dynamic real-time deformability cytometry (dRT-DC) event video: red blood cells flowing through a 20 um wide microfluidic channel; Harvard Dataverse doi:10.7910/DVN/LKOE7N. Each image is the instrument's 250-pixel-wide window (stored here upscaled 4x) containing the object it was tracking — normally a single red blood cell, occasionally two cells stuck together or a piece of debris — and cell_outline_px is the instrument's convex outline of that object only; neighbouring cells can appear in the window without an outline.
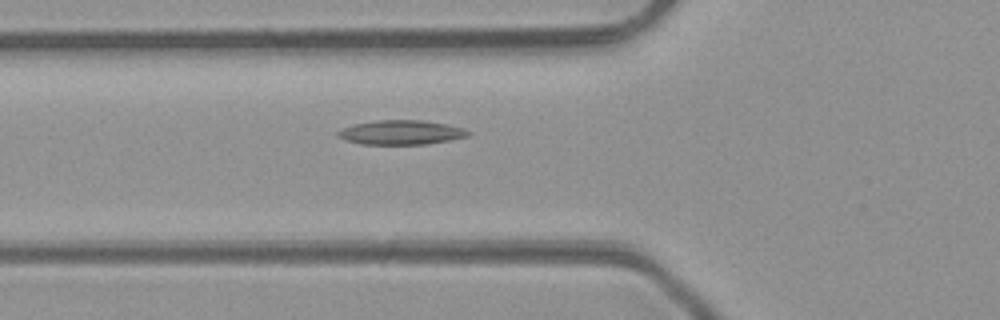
{"species": "common noctule bat (a hibernating species)", "species_latin": "Nyctalus noctula", "temperature_condition": "room temperature", "stored_images_in_passage": 39, "camera_frame_rate_fps": 3000, "um_per_image_px": 0.085, "animal": {"sex": "male", "body_mass_g": 23.1, "forearm_length_mm": 52.7}, "frame": {"image": 1, "passage_image": 8, "time_ms": 2.333, "image_size_px": [1000, 320], "cell_outline_px": [[472, 132], [468, 136], [428, 144], [360, 144], [336, 136], [336, 132], [352, 124], [376, 120], [420, 120], [448, 124], [464, 128]], "centroid_in_image_um": [34.1, 11.25], "position_along_channel_um": 91.7, "area_um2": 18.5}}
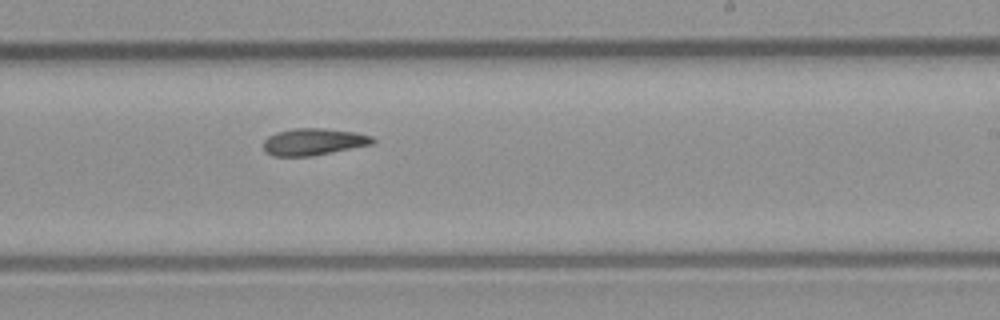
{"frame": {"image": 2, "passage_image": 20, "time_ms": 6.333, "image_size_px": [1000, 320], "cell_outline_px": [[376, 140], [372, 144], [312, 156], [272, 156], [264, 148], [264, 140], [268, 136], [276, 132], [292, 128], [324, 128], [356, 132], [372, 136]], "centroid_in_image_um": [26.65, 12.04], "position_along_channel_um": 262.3, "area_um2": 17.11}}
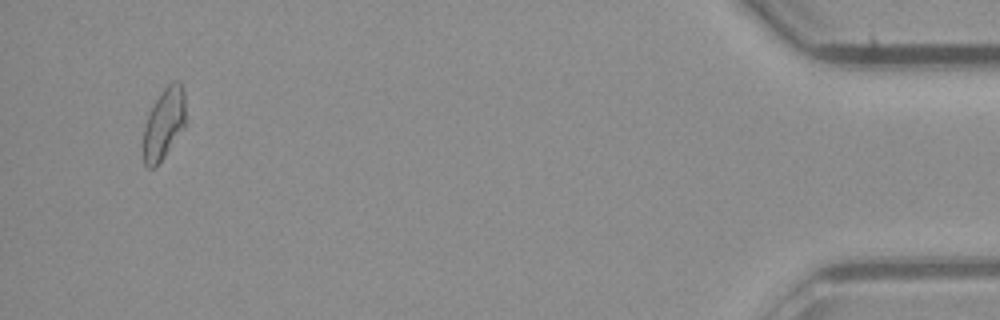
{"frame": {"image": 3, "passage_image": 37, "time_ms": 12.0, "image_size_px": [1000, 320], "cell_outline_px": [[184, 128], [156, 168], [148, 168], [144, 164], [144, 124], [156, 100], [164, 88], [172, 80], [180, 80], [184, 92]], "centroid_in_image_um": [13.93, 10.52], "position_along_channel_um": 421.3, "area_um2": 17.34}}